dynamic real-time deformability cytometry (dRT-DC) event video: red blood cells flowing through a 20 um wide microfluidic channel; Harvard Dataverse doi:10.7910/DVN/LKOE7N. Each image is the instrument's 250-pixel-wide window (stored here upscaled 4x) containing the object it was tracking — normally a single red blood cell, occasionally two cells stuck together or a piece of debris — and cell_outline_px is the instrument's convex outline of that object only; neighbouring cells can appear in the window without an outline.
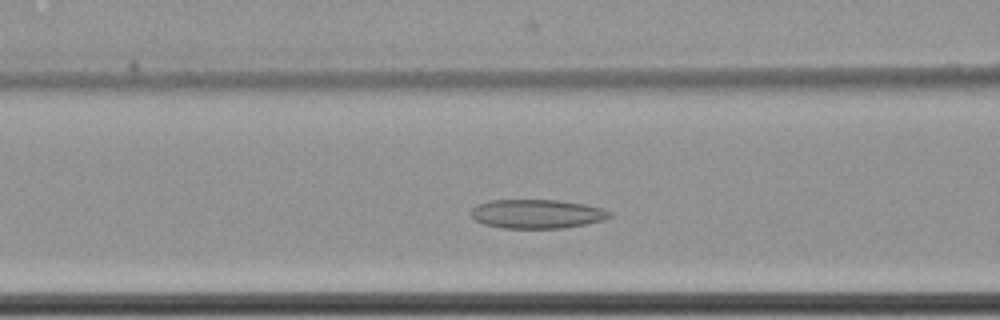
{"species": "common noctule bat (a hibernating species)", "species_latin": "Nyctalus noctula", "temperature_condition": "cold", "stored_images_in_passage": 47, "camera_frame_rate_fps": 3000, "um_per_image_px": 0.085, "animal": {"sex": "female", "body_mass_g": 22.7, "forearm_length_mm": 54.2}, "frame": {"image": 1, "passage_image": 16, "time_ms": 5.0, "image_size_px": [1000, 320], "cell_outline_px": [[612, 216], [604, 220], [584, 224], [560, 228], [504, 228], [484, 224], [476, 220], [472, 216], [472, 208], [488, 200], [556, 200], [584, 204], [604, 208], [612, 212]], "centroid_in_image_um": [45.68, 18.18], "position_along_channel_um": 120.9, "area_um2": 23.29}}
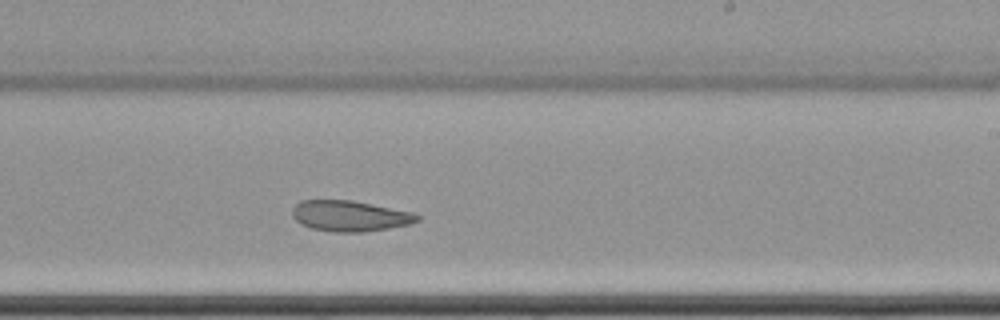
{"frame": {"image": 2, "passage_image": 28, "time_ms": 9.0, "image_size_px": [1000, 320], "cell_outline_px": [[420, 220], [408, 224], [388, 228], [364, 232], [332, 232], [312, 228], [300, 224], [292, 216], [292, 208], [300, 200], [352, 200], [412, 212], [420, 216]], "centroid_in_image_um": [29.71, 18.35], "position_along_channel_um": 259.3, "area_um2": 22.37}}
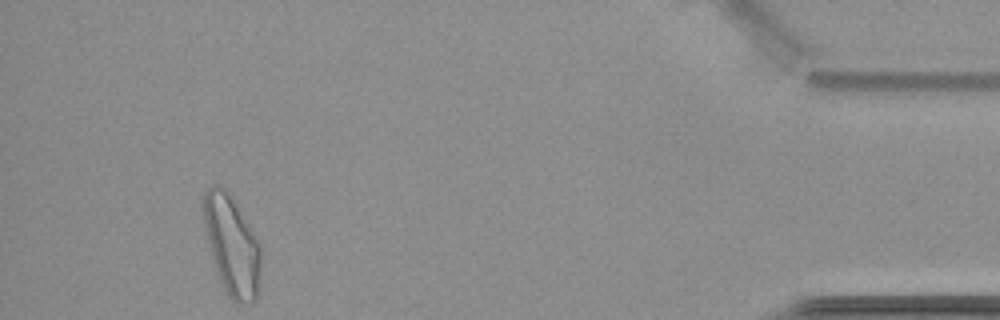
{"frame": {"image": 3, "passage_image": 47, "time_ms": 15.333, "image_size_px": [1000, 320], "cell_outline_px": [[260, 272], [256, 300], [252, 304], [236, 304], [228, 296], [216, 272], [200, 208], [200, 200], [204, 192], [212, 184], [220, 184], [228, 192], [252, 228], [260, 244]], "centroid_in_image_um": [19.68, 20.83], "position_along_channel_um": 415.5, "area_um2": 33.76}}